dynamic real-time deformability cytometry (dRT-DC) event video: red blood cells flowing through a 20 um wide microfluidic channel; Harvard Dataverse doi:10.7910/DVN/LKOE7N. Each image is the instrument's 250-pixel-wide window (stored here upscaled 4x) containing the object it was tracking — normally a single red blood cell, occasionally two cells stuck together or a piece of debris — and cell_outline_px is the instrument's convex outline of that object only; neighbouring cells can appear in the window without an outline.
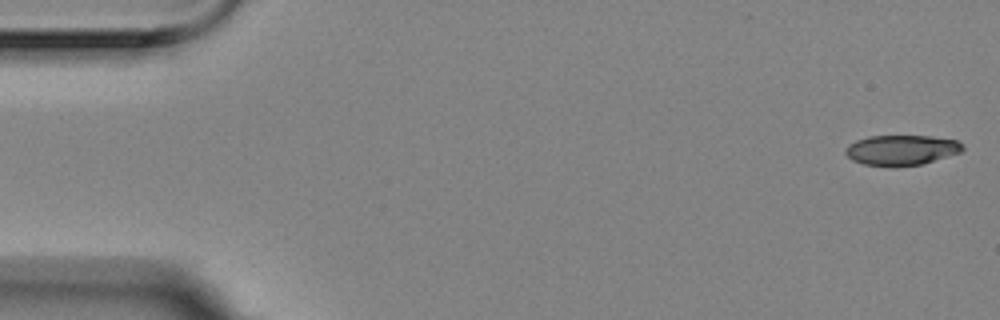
{"species": "Egyptian fruit bat (a non-hibernating species)", "species_latin": "Rousettus aegyptiacus", "temperature_condition": "room temperature", "stored_images_in_passage": 4, "camera_frame_rate_fps": 3000, "um_per_image_px": 0.085, "animal": {"sex": "female"}, "frame": {"image": 1, "passage_image": 1, "time_ms": 0.0, "image_size_px": [1000, 320], "cell_outline_px": [[964, 148], [960, 152], [920, 164], [896, 168], [892, 168], [864, 164], [852, 160], [844, 152], [844, 148], [848, 144], [856, 140], [868, 136], [932, 136], [956, 140], [964, 144]], "centroid_in_image_um": [76.58, 12.76], "position_along_channel_um": 8.4, "area_um2": 20.87}}
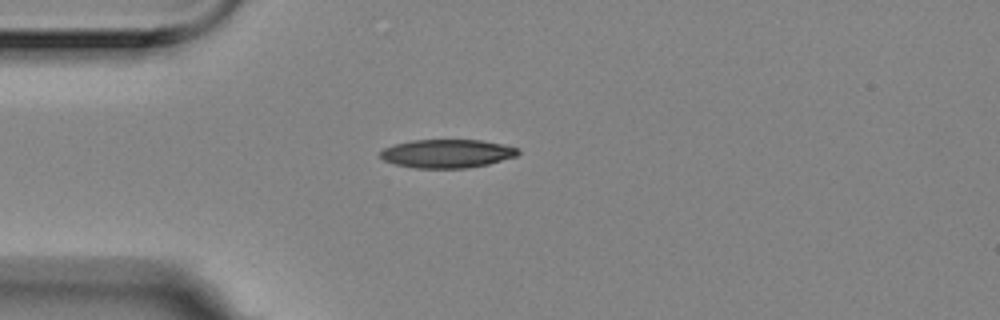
{"frame": {"image": 2, "passage_image": 4, "time_ms": 1.0, "image_size_px": [1000, 320], "cell_outline_px": [[520, 152], [516, 156], [488, 164], [464, 168], [416, 168], [396, 164], [384, 160], [380, 156], [380, 152], [384, 148], [392, 144], [412, 140], [480, 140], [504, 144], [516, 148]], "centroid_in_image_um": [37.98, 13.04], "position_along_channel_um": 47.0, "area_um2": 22.77}}